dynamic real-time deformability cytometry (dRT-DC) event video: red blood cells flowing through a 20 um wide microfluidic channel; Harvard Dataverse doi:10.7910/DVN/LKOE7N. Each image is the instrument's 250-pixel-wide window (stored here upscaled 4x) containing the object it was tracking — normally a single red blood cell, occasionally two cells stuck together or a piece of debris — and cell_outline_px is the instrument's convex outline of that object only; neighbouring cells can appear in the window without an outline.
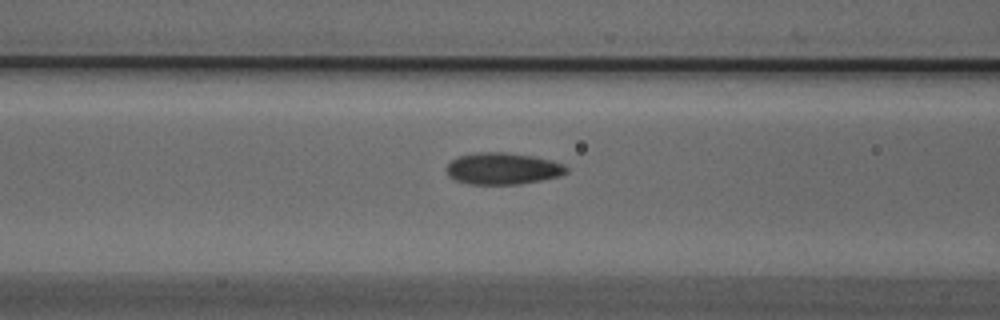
{"species": "Egyptian fruit bat (a non-hibernating species)", "species_latin": "Rousettus aegyptiacus", "temperature_condition": "cold", "stored_images_in_passage": 17, "camera_frame_rate_fps": 3000, "um_per_image_px": 0.085, "animal": {"sex": "male"}, "frame": {"image": 1, "passage_image": 15, "time_ms": 4.667, "image_size_px": [1000, 320], "cell_outline_px": [[568, 172], [560, 176], [520, 184], [468, 184], [456, 180], [448, 176], [444, 168], [456, 156], [476, 152], [508, 152], [536, 156], [564, 164], [568, 168]], "centroid_in_image_um": [42.71, 14.32], "position_along_channel_um": 123.9, "area_um2": 22.48}}